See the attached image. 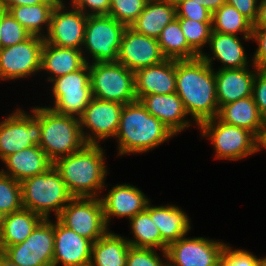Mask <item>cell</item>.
Returning a JSON list of instances; mask_svg holds the SVG:
<instances>
[{
	"label": "cell",
	"instance_id": "obj_19",
	"mask_svg": "<svg viewBox=\"0 0 266 266\" xmlns=\"http://www.w3.org/2000/svg\"><path fill=\"white\" fill-rule=\"evenodd\" d=\"M135 94L139 101L150 94H170L176 92V60L141 68L134 72Z\"/></svg>",
	"mask_w": 266,
	"mask_h": 266
},
{
	"label": "cell",
	"instance_id": "obj_1",
	"mask_svg": "<svg viewBox=\"0 0 266 266\" xmlns=\"http://www.w3.org/2000/svg\"><path fill=\"white\" fill-rule=\"evenodd\" d=\"M176 93L198 125L217 117L215 71L200 56L176 60Z\"/></svg>",
	"mask_w": 266,
	"mask_h": 266
},
{
	"label": "cell",
	"instance_id": "obj_2",
	"mask_svg": "<svg viewBox=\"0 0 266 266\" xmlns=\"http://www.w3.org/2000/svg\"><path fill=\"white\" fill-rule=\"evenodd\" d=\"M103 153L100 145L85 144L53 163L73 197H96L103 190L107 174Z\"/></svg>",
	"mask_w": 266,
	"mask_h": 266
},
{
	"label": "cell",
	"instance_id": "obj_11",
	"mask_svg": "<svg viewBox=\"0 0 266 266\" xmlns=\"http://www.w3.org/2000/svg\"><path fill=\"white\" fill-rule=\"evenodd\" d=\"M34 114L27 115L16 110L0 123V159L22 149L40 144L41 108L32 109Z\"/></svg>",
	"mask_w": 266,
	"mask_h": 266
},
{
	"label": "cell",
	"instance_id": "obj_6",
	"mask_svg": "<svg viewBox=\"0 0 266 266\" xmlns=\"http://www.w3.org/2000/svg\"><path fill=\"white\" fill-rule=\"evenodd\" d=\"M90 83L94 98L123 105L137 100L134 72L118 62L89 64Z\"/></svg>",
	"mask_w": 266,
	"mask_h": 266
},
{
	"label": "cell",
	"instance_id": "obj_48",
	"mask_svg": "<svg viewBox=\"0 0 266 266\" xmlns=\"http://www.w3.org/2000/svg\"><path fill=\"white\" fill-rule=\"evenodd\" d=\"M200 2L207 10L212 14L217 11L223 4L226 3V0H193Z\"/></svg>",
	"mask_w": 266,
	"mask_h": 266
},
{
	"label": "cell",
	"instance_id": "obj_38",
	"mask_svg": "<svg viewBox=\"0 0 266 266\" xmlns=\"http://www.w3.org/2000/svg\"><path fill=\"white\" fill-rule=\"evenodd\" d=\"M31 34L7 12L0 24L1 48L21 43L28 39Z\"/></svg>",
	"mask_w": 266,
	"mask_h": 266
},
{
	"label": "cell",
	"instance_id": "obj_27",
	"mask_svg": "<svg viewBox=\"0 0 266 266\" xmlns=\"http://www.w3.org/2000/svg\"><path fill=\"white\" fill-rule=\"evenodd\" d=\"M43 218L29 209L0 217V252L25 241Z\"/></svg>",
	"mask_w": 266,
	"mask_h": 266
},
{
	"label": "cell",
	"instance_id": "obj_5",
	"mask_svg": "<svg viewBox=\"0 0 266 266\" xmlns=\"http://www.w3.org/2000/svg\"><path fill=\"white\" fill-rule=\"evenodd\" d=\"M85 144L78 117L58 114L49 107H41L39 146L53 163L79 151Z\"/></svg>",
	"mask_w": 266,
	"mask_h": 266
},
{
	"label": "cell",
	"instance_id": "obj_20",
	"mask_svg": "<svg viewBox=\"0 0 266 266\" xmlns=\"http://www.w3.org/2000/svg\"><path fill=\"white\" fill-rule=\"evenodd\" d=\"M100 200L107 226L111 216H126L130 220L136 214L143 212L149 202L141 190L128 184L116 185Z\"/></svg>",
	"mask_w": 266,
	"mask_h": 266
},
{
	"label": "cell",
	"instance_id": "obj_33",
	"mask_svg": "<svg viewBox=\"0 0 266 266\" xmlns=\"http://www.w3.org/2000/svg\"><path fill=\"white\" fill-rule=\"evenodd\" d=\"M253 24L234 6L223 4L212 14V31L236 35L244 34V39H251Z\"/></svg>",
	"mask_w": 266,
	"mask_h": 266
},
{
	"label": "cell",
	"instance_id": "obj_14",
	"mask_svg": "<svg viewBox=\"0 0 266 266\" xmlns=\"http://www.w3.org/2000/svg\"><path fill=\"white\" fill-rule=\"evenodd\" d=\"M225 246L203 237L183 236L167 247L164 257L170 261L169 266H218Z\"/></svg>",
	"mask_w": 266,
	"mask_h": 266
},
{
	"label": "cell",
	"instance_id": "obj_42",
	"mask_svg": "<svg viewBox=\"0 0 266 266\" xmlns=\"http://www.w3.org/2000/svg\"><path fill=\"white\" fill-rule=\"evenodd\" d=\"M255 79L253 83L252 97L260 114L266 120V67H255Z\"/></svg>",
	"mask_w": 266,
	"mask_h": 266
},
{
	"label": "cell",
	"instance_id": "obj_10",
	"mask_svg": "<svg viewBox=\"0 0 266 266\" xmlns=\"http://www.w3.org/2000/svg\"><path fill=\"white\" fill-rule=\"evenodd\" d=\"M126 25L109 15H88L83 46L96 62H117Z\"/></svg>",
	"mask_w": 266,
	"mask_h": 266
},
{
	"label": "cell",
	"instance_id": "obj_34",
	"mask_svg": "<svg viewBox=\"0 0 266 266\" xmlns=\"http://www.w3.org/2000/svg\"><path fill=\"white\" fill-rule=\"evenodd\" d=\"M131 229L136 239L128 240L132 247L161 249L163 256L167 254L162 250V238L158 227L154 224L150 214L144 210L130 219Z\"/></svg>",
	"mask_w": 266,
	"mask_h": 266
},
{
	"label": "cell",
	"instance_id": "obj_50",
	"mask_svg": "<svg viewBox=\"0 0 266 266\" xmlns=\"http://www.w3.org/2000/svg\"><path fill=\"white\" fill-rule=\"evenodd\" d=\"M7 12H8L7 9H6L4 6H2V5L0 4V24H1L2 17H3ZM0 49H1V42H0Z\"/></svg>",
	"mask_w": 266,
	"mask_h": 266
},
{
	"label": "cell",
	"instance_id": "obj_3",
	"mask_svg": "<svg viewBox=\"0 0 266 266\" xmlns=\"http://www.w3.org/2000/svg\"><path fill=\"white\" fill-rule=\"evenodd\" d=\"M175 134L159 119L151 115L136 100L125 104L120 114L118 138L119 154L146 152L164 143Z\"/></svg>",
	"mask_w": 266,
	"mask_h": 266
},
{
	"label": "cell",
	"instance_id": "obj_41",
	"mask_svg": "<svg viewBox=\"0 0 266 266\" xmlns=\"http://www.w3.org/2000/svg\"><path fill=\"white\" fill-rule=\"evenodd\" d=\"M261 259L245 250H231L230 246H225L218 266H258Z\"/></svg>",
	"mask_w": 266,
	"mask_h": 266
},
{
	"label": "cell",
	"instance_id": "obj_28",
	"mask_svg": "<svg viewBox=\"0 0 266 266\" xmlns=\"http://www.w3.org/2000/svg\"><path fill=\"white\" fill-rule=\"evenodd\" d=\"M83 50L51 45L44 41L41 50V71H49L54 76L49 81L80 69L86 62Z\"/></svg>",
	"mask_w": 266,
	"mask_h": 266
},
{
	"label": "cell",
	"instance_id": "obj_36",
	"mask_svg": "<svg viewBox=\"0 0 266 266\" xmlns=\"http://www.w3.org/2000/svg\"><path fill=\"white\" fill-rule=\"evenodd\" d=\"M188 45L200 56L204 44L209 42L212 22H199L189 18H177ZM202 47V48H201Z\"/></svg>",
	"mask_w": 266,
	"mask_h": 266
},
{
	"label": "cell",
	"instance_id": "obj_47",
	"mask_svg": "<svg viewBox=\"0 0 266 266\" xmlns=\"http://www.w3.org/2000/svg\"><path fill=\"white\" fill-rule=\"evenodd\" d=\"M253 27H266V0L259 2L258 14Z\"/></svg>",
	"mask_w": 266,
	"mask_h": 266
},
{
	"label": "cell",
	"instance_id": "obj_24",
	"mask_svg": "<svg viewBox=\"0 0 266 266\" xmlns=\"http://www.w3.org/2000/svg\"><path fill=\"white\" fill-rule=\"evenodd\" d=\"M5 170L0 172L22 182L24 179L46 172L53 162L39 145L22 149L4 158Z\"/></svg>",
	"mask_w": 266,
	"mask_h": 266
},
{
	"label": "cell",
	"instance_id": "obj_15",
	"mask_svg": "<svg viewBox=\"0 0 266 266\" xmlns=\"http://www.w3.org/2000/svg\"><path fill=\"white\" fill-rule=\"evenodd\" d=\"M123 106L118 102L104 101L93 97L79 117L81 133L85 143L99 144V140L116 136ZM83 127L89 128L94 136H91V134L89 136L88 134L85 135Z\"/></svg>",
	"mask_w": 266,
	"mask_h": 266
},
{
	"label": "cell",
	"instance_id": "obj_18",
	"mask_svg": "<svg viewBox=\"0 0 266 266\" xmlns=\"http://www.w3.org/2000/svg\"><path fill=\"white\" fill-rule=\"evenodd\" d=\"M92 242L63 225L54 224L53 266H89Z\"/></svg>",
	"mask_w": 266,
	"mask_h": 266
},
{
	"label": "cell",
	"instance_id": "obj_16",
	"mask_svg": "<svg viewBox=\"0 0 266 266\" xmlns=\"http://www.w3.org/2000/svg\"><path fill=\"white\" fill-rule=\"evenodd\" d=\"M64 3L57 4L51 14L48 34L44 41L51 45L64 48H75L81 50L84 43L85 25L88 13L73 8L64 12Z\"/></svg>",
	"mask_w": 266,
	"mask_h": 266
},
{
	"label": "cell",
	"instance_id": "obj_12",
	"mask_svg": "<svg viewBox=\"0 0 266 266\" xmlns=\"http://www.w3.org/2000/svg\"><path fill=\"white\" fill-rule=\"evenodd\" d=\"M43 219L22 243L2 253L19 266H53L54 224Z\"/></svg>",
	"mask_w": 266,
	"mask_h": 266
},
{
	"label": "cell",
	"instance_id": "obj_52",
	"mask_svg": "<svg viewBox=\"0 0 266 266\" xmlns=\"http://www.w3.org/2000/svg\"><path fill=\"white\" fill-rule=\"evenodd\" d=\"M258 266H266V257L265 258H261V261H260Z\"/></svg>",
	"mask_w": 266,
	"mask_h": 266
},
{
	"label": "cell",
	"instance_id": "obj_29",
	"mask_svg": "<svg viewBox=\"0 0 266 266\" xmlns=\"http://www.w3.org/2000/svg\"><path fill=\"white\" fill-rule=\"evenodd\" d=\"M213 57L202 53L200 57L212 65V58L216 57L224 64L221 69H238L245 68L248 65L244 47L242 46L237 35L226 34L212 31L209 39Z\"/></svg>",
	"mask_w": 266,
	"mask_h": 266
},
{
	"label": "cell",
	"instance_id": "obj_23",
	"mask_svg": "<svg viewBox=\"0 0 266 266\" xmlns=\"http://www.w3.org/2000/svg\"><path fill=\"white\" fill-rule=\"evenodd\" d=\"M255 74L247 67L219 69L215 73L216 97L219 108L222 105L252 96Z\"/></svg>",
	"mask_w": 266,
	"mask_h": 266
},
{
	"label": "cell",
	"instance_id": "obj_43",
	"mask_svg": "<svg viewBox=\"0 0 266 266\" xmlns=\"http://www.w3.org/2000/svg\"><path fill=\"white\" fill-rule=\"evenodd\" d=\"M72 6L86 14L85 9L88 7L92 12L88 15H108L110 11L111 0H72Z\"/></svg>",
	"mask_w": 266,
	"mask_h": 266
},
{
	"label": "cell",
	"instance_id": "obj_13",
	"mask_svg": "<svg viewBox=\"0 0 266 266\" xmlns=\"http://www.w3.org/2000/svg\"><path fill=\"white\" fill-rule=\"evenodd\" d=\"M44 38L31 35L25 41L0 49V79H18L41 71Z\"/></svg>",
	"mask_w": 266,
	"mask_h": 266
},
{
	"label": "cell",
	"instance_id": "obj_51",
	"mask_svg": "<svg viewBox=\"0 0 266 266\" xmlns=\"http://www.w3.org/2000/svg\"><path fill=\"white\" fill-rule=\"evenodd\" d=\"M260 147L266 148V131H265L264 136H263V138L261 140Z\"/></svg>",
	"mask_w": 266,
	"mask_h": 266
},
{
	"label": "cell",
	"instance_id": "obj_39",
	"mask_svg": "<svg viewBox=\"0 0 266 266\" xmlns=\"http://www.w3.org/2000/svg\"><path fill=\"white\" fill-rule=\"evenodd\" d=\"M176 4V18H189L199 22H212V13L200 2L193 0H174Z\"/></svg>",
	"mask_w": 266,
	"mask_h": 266
},
{
	"label": "cell",
	"instance_id": "obj_46",
	"mask_svg": "<svg viewBox=\"0 0 266 266\" xmlns=\"http://www.w3.org/2000/svg\"><path fill=\"white\" fill-rule=\"evenodd\" d=\"M45 1L46 0H0V4L8 11L11 7L36 5L39 3H44Z\"/></svg>",
	"mask_w": 266,
	"mask_h": 266
},
{
	"label": "cell",
	"instance_id": "obj_31",
	"mask_svg": "<svg viewBox=\"0 0 266 266\" xmlns=\"http://www.w3.org/2000/svg\"><path fill=\"white\" fill-rule=\"evenodd\" d=\"M57 4L51 0L36 5L11 7L8 12L31 34L44 38L40 33L43 23L50 26L51 14ZM42 25V26H41Z\"/></svg>",
	"mask_w": 266,
	"mask_h": 266
},
{
	"label": "cell",
	"instance_id": "obj_9",
	"mask_svg": "<svg viewBox=\"0 0 266 266\" xmlns=\"http://www.w3.org/2000/svg\"><path fill=\"white\" fill-rule=\"evenodd\" d=\"M56 219L92 243L109 231L98 197H74Z\"/></svg>",
	"mask_w": 266,
	"mask_h": 266
},
{
	"label": "cell",
	"instance_id": "obj_40",
	"mask_svg": "<svg viewBox=\"0 0 266 266\" xmlns=\"http://www.w3.org/2000/svg\"><path fill=\"white\" fill-rule=\"evenodd\" d=\"M152 248H136L130 246L126 266H169L162 263L158 254Z\"/></svg>",
	"mask_w": 266,
	"mask_h": 266
},
{
	"label": "cell",
	"instance_id": "obj_7",
	"mask_svg": "<svg viewBox=\"0 0 266 266\" xmlns=\"http://www.w3.org/2000/svg\"><path fill=\"white\" fill-rule=\"evenodd\" d=\"M198 126L203 137H210L218 159H242L261 148V141L251 131L225 124L217 117L203 121Z\"/></svg>",
	"mask_w": 266,
	"mask_h": 266
},
{
	"label": "cell",
	"instance_id": "obj_25",
	"mask_svg": "<svg viewBox=\"0 0 266 266\" xmlns=\"http://www.w3.org/2000/svg\"><path fill=\"white\" fill-rule=\"evenodd\" d=\"M148 202L146 211L150 214L154 224L158 227L162 238V250L186 235L189 231L190 221L181 209L177 206H155L151 207Z\"/></svg>",
	"mask_w": 266,
	"mask_h": 266
},
{
	"label": "cell",
	"instance_id": "obj_8",
	"mask_svg": "<svg viewBox=\"0 0 266 266\" xmlns=\"http://www.w3.org/2000/svg\"><path fill=\"white\" fill-rule=\"evenodd\" d=\"M51 82H54L52 91L55 105L50 108L58 114L79 118L93 98L89 63L86 62L80 69L54 78Z\"/></svg>",
	"mask_w": 266,
	"mask_h": 266
},
{
	"label": "cell",
	"instance_id": "obj_45",
	"mask_svg": "<svg viewBox=\"0 0 266 266\" xmlns=\"http://www.w3.org/2000/svg\"><path fill=\"white\" fill-rule=\"evenodd\" d=\"M226 3L234 6L244 17L254 24L258 14V0H226Z\"/></svg>",
	"mask_w": 266,
	"mask_h": 266
},
{
	"label": "cell",
	"instance_id": "obj_35",
	"mask_svg": "<svg viewBox=\"0 0 266 266\" xmlns=\"http://www.w3.org/2000/svg\"><path fill=\"white\" fill-rule=\"evenodd\" d=\"M22 208L21 182L0 172V217Z\"/></svg>",
	"mask_w": 266,
	"mask_h": 266
},
{
	"label": "cell",
	"instance_id": "obj_21",
	"mask_svg": "<svg viewBox=\"0 0 266 266\" xmlns=\"http://www.w3.org/2000/svg\"><path fill=\"white\" fill-rule=\"evenodd\" d=\"M139 101L151 115L159 119L175 135L190 125L189 121L184 120L188 114L176 92L150 94L143 96Z\"/></svg>",
	"mask_w": 266,
	"mask_h": 266
},
{
	"label": "cell",
	"instance_id": "obj_26",
	"mask_svg": "<svg viewBox=\"0 0 266 266\" xmlns=\"http://www.w3.org/2000/svg\"><path fill=\"white\" fill-rule=\"evenodd\" d=\"M176 17L174 0H148L144 10L130 28L139 34L158 38L166 25Z\"/></svg>",
	"mask_w": 266,
	"mask_h": 266
},
{
	"label": "cell",
	"instance_id": "obj_30",
	"mask_svg": "<svg viewBox=\"0 0 266 266\" xmlns=\"http://www.w3.org/2000/svg\"><path fill=\"white\" fill-rule=\"evenodd\" d=\"M130 246L125 238L108 231L92 243L89 266H126Z\"/></svg>",
	"mask_w": 266,
	"mask_h": 266
},
{
	"label": "cell",
	"instance_id": "obj_4",
	"mask_svg": "<svg viewBox=\"0 0 266 266\" xmlns=\"http://www.w3.org/2000/svg\"><path fill=\"white\" fill-rule=\"evenodd\" d=\"M21 189L23 208L31 210L43 219H49L52 210L57 218L74 198L54 165L44 173L24 179Z\"/></svg>",
	"mask_w": 266,
	"mask_h": 266
},
{
	"label": "cell",
	"instance_id": "obj_17",
	"mask_svg": "<svg viewBox=\"0 0 266 266\" xmlns=\"http://www.w3.org/2000/svg\"><path fill=\"white\" fill-rule=\"evenodd\" d=\"M166 60L157 38L135 32L132 28L124 30L117 62L135 72Z\"/></svg>",
	"mask_w": 266,
	"mask_h": 266
},
{
	"label": "cell",
	"instance_id": "obj_22",
	"mask_svg": "<svg viewBox=\"0 0 266 266\" xmlns=\"http://www.w3.org/2000/svg\"><path fill=\"white\" fill-rule=\"evenodd\" d=\"M217 118L225 124L251 131L260 141L266 131V120L252 96L222 105Z\"/></svg>",
	"mask_w": 266,
	"mask_h": 266
},
{
	"label": "cell",
	"instance_id": "obj_53",
	"mask_svg": "<svg viewBox=\"0 0 266 266\" xmlns=\"http://www.w3.org/2000/svg\"><path fill=\"white\" fill-rule=\"evenodd\" d=\"M51 1L55 2L56 4H61V3H63V0H51Z\"/></svg>",
	"mask_w": 266,
	"mask_h": 266
},
{
	"label": "cell",
	"instance_id": "obj_37",
	"mask_svg": "<svg viewBox=\"0 0 266 266\" xmlns=\"http://www.w3.org/2000/svg\"><path fill=\"white\" fill-rule=\"evenodd\" d=\"M148 0H111L109 16L130 27L138 18Z\"/></svg>",
	"mask_w": 266,
	"mask_h": 266
},
{
	"label": "cell",
	"instance_id": "obj_44",
	"mask_svg": "<svg viewBox=\"0 0 266 266\" xmlns=\"http://www.w3.org/2000/svg\"><path fill=\"white\" fill-rule=\"evenodd\" d=\"M257 40L258 48L254 53V67H266V27H253L251 40Z\"/></svg>",
	"mask_w": 266,
	"mask_h": 266
},
{
	"label": "cell",
	"instance_id": "obj_49",
	"mask_svg": "<svg viewBox=\"0 0 266 266\" xmlns=\"http://www.w3.org/2000/svg\"><path fill=\"white\" fill-rule=\"evenodd\" d=\"M0 266H19L13 263L6 255L0 252Z\"/></svg>",
	"mask_w": 266,
	"mask_h": 266
},
{
	"label": "cell",
	"instance_id": "obj_32",
	"mask_svg": "<svg viewBox=\"0 0 266 266\" xmlns=\"http://www.w3.org/2000/svg\"><path fill=\"white\" fill-rule=\"evenodd\" d=\"M157 40L166 59L184 60L199 57L188 45L177 18L166 25Z\"/></svg>",
	"mask_w": 266,
	"mask_h": 266
}]
</instances>
